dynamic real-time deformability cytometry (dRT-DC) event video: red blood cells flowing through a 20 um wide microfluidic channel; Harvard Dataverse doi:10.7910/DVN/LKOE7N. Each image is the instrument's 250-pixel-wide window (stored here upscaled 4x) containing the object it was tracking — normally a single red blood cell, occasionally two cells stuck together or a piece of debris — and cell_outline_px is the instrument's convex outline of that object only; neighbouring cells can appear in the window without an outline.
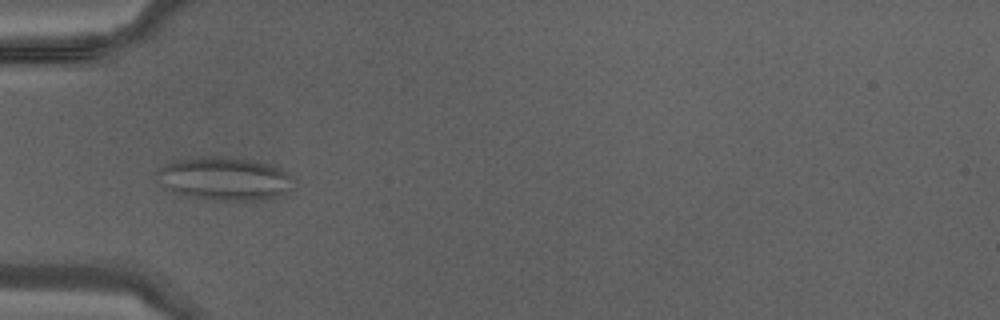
{"species": "Egyptian fruit bat (a non-hibernating species)", "species_latin": "Rousettus aegyptiacus", "temperature_condition": "warm", "stored_images_in_passage": 42, "camera_frame_rate_fps": 3000, "um_per_image_px": 0.085, "animal": {"sex": "male"}, "frame": {"image": 1, "passage_image": 14, "time_ms": 4.333, "image_size_px": [1000, 320], "cell_outline_px": [[292, 176], [288, 188], [280, 196], [264, 200], [208, 200], [184, 196], [172, 192], [156, 180], [156, 168], [172, 160], [204, 156], [220, 156], [252, 160], [272, 164], [288, 172]], "centroid_in_image_um": [18.99, 15.18], "position_along_channel_um": 66.0, "area_um2": 34.91}}
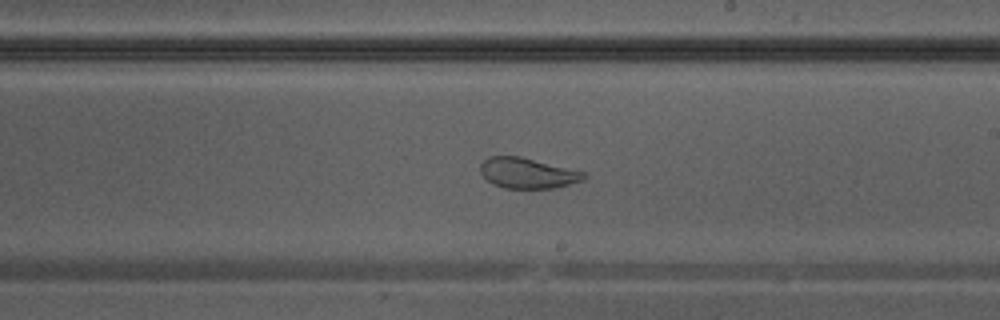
{"frame": {"image": 2, "passage_image": 25, "time_ms": 8.0, "image_size_px": [1000, 320], "cell_outline_px": [[588, 176], [584, 180], [556, 188], [504, 188], [492, 184], [480, 172], [480, 164], [488, 156], [520, 156], [584, 172]], "centroid_in_image_um": [44.84, 14.72], "position_along_channel_um": 244.2, "area_um2": 18.38}}
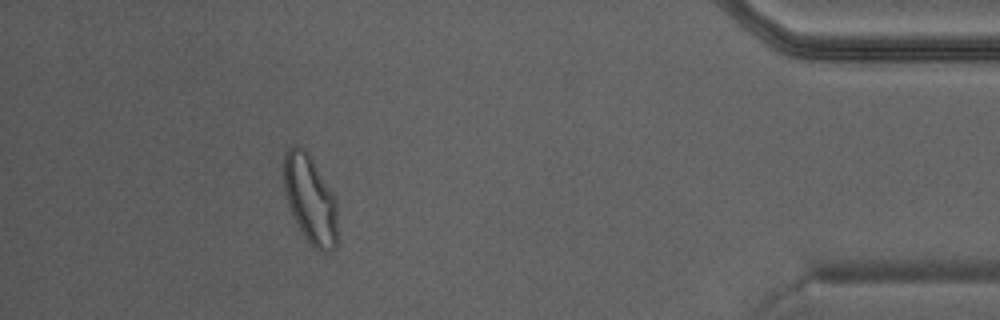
{"frame": {"image": 3, "passage_image": 38, "time_ms": 12.333, "image_size_px": [1000, 320], "cell_outline_px": [[336, 248], [332, 252], [324, 252], [308, 244], [292, 216], [284, 192], [284, 152], [292, 144], [300, 144], [308, 152], [336, 196]], "centroid_in_image_um": [26.35, 16.92], "position_along_channel_um": 408.8, "area_um2": 28.21}}